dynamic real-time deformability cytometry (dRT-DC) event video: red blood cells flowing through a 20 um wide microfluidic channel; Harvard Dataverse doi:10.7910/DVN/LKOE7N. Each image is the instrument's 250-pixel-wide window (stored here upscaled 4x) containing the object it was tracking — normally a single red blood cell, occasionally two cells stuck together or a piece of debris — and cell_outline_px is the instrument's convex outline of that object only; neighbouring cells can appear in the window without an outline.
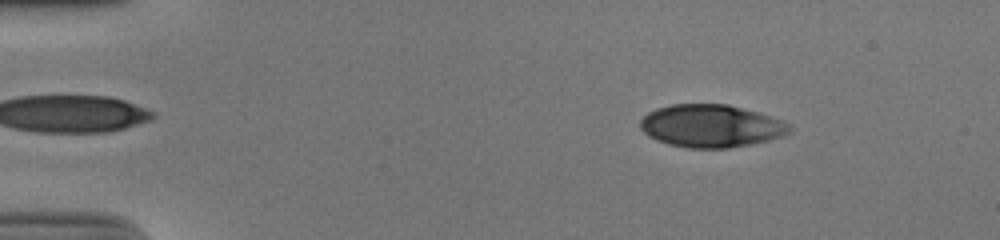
{"species": "human", "species_latin": "Homo sapiens", "temperature_condition": "cold", "stored_images_in_passage": 50, "camera_frame_rate_fps": 3000, "um_per_image_px": 0.085, "donor": {"sex": "male"}, "frame": {"image": 1, "passage_image": 5, "time_ms": 1.333, "image_size_px": [1000, 240], "cell_outline_px": [[792, 132], [768, 140], [752, 144], [728, 148], [688, 148], [668, 144], [656, 140], [648, 136], [640, 128], [640, 120], [648, 112], [656, 108], [672, 104], [728, 104], [756, 112], [780, 120], [788, 124], [792, 128]], "centroid_in_image_um": [60.4, 10.71], "position_along_channel_um": 24.6, "area_um2": 37.05}}
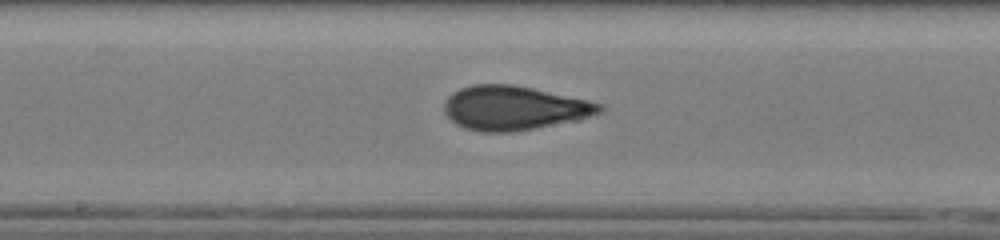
{"frame": {"image": 2, "passage_image": 26, "time_ms": 8.333, "image_size_px": [1000, 240], "cell_outline_px": [[604, 112], [576, 120], [512, 132], [480, 132], [464, 128], [456, 124], [444, 112], [444, 100], [452, 92], [460, 88], [472, 84], [512, 84], [532, 88], [588, 100], [604, 104]], "centroid_in_image_um": [43.67, 9.17], "position_along_channel_um": 204.5, "area_um2": 40.06}}
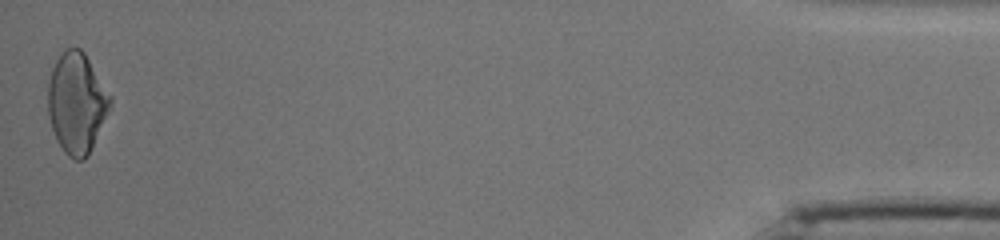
{"frame": {"image": 3, "passage_image": 50, "time_ms": 16.333, "image_size_px": [1000, 240], "cell_outline_px": [[112, 104], [92, 148], [88, 156], [84, 160], [76, 160], [68, 156], [64, 152], [56, 140], [52, 128], [48, 112], [48, 80], [52, 68], [60, 52], [64, 48], [80, 48], [84, 52], [112, 96]], "centroid_in_image_um": [6.52, 8.75], "position_along_channel_um": 428.7, "area_um2": 36.76}, "authors_computed_cell_mechanics": {"area_um2": 37.8301, "velocity_mm_per_s": 3.8673, "shape_relaxation_time_tau1_ms": 5.0141, "shape_relaxation_time_tau2_ms": 1.0605, "deformation_change_tau1": 0.1694, "deformation_change_tau2": 0.0768}}